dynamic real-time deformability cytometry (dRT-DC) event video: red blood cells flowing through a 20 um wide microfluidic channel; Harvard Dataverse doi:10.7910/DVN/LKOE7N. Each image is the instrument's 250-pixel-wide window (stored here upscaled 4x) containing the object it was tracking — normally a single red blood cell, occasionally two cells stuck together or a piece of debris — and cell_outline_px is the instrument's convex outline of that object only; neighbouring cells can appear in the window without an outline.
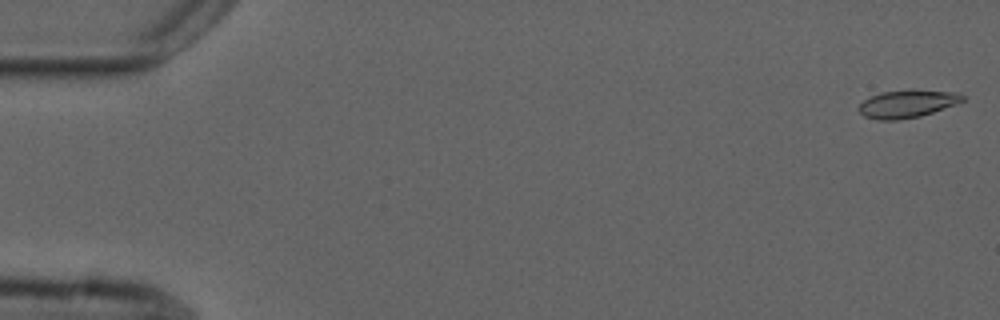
{"species": "common noctule bat (a hibernating species)", "species_latin": "Nyctalus noctula", "temperature_condition": "cold", "stored_images_in_passage": 5, "camera_frame_rate_fps": 3000, "um_per_image_px": 0.085, "animal": {"sex": "male", "forearm_length_mm": 52.5}, "frame": {"image": 1, "passage_image": 1, "time_ms": 0.0, "image_size_px": [1000, 320], "cell_outline_px": [[964, 100], [956, 104], [920, 116], [900, 120], [880, 120], [864, 116], [856, 108], [864, 100], [880, 92], [908, 88], [912, 88], [960, 92], [964, 96]], "centroid_in_image_um": [77.13, 8.79], "position_along_channel_um": 7.9, "area_um2": 17.22}}
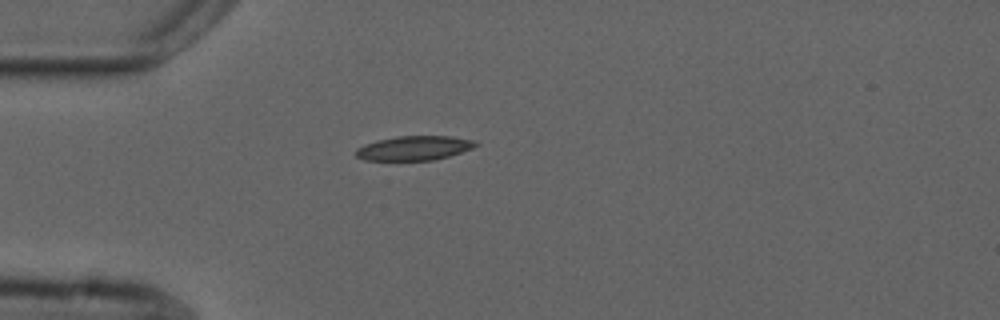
{"frame": {"image": 2, "passage_image": 5, "time_ms": 4.667, "image_size_px": [1000, 320], "cell_outline_px": [[480, 144], [472, 148], [448, 156], [432, 160], [364, 160], [356, 156], [356, 148], [364, 144], [376, 140], [396, 136], [452, 136], [476, 140]], "centroid_in_image_um": [35.2, 12.57], "position_along_channel_um": 49.8, "area_um2": 17.05}}